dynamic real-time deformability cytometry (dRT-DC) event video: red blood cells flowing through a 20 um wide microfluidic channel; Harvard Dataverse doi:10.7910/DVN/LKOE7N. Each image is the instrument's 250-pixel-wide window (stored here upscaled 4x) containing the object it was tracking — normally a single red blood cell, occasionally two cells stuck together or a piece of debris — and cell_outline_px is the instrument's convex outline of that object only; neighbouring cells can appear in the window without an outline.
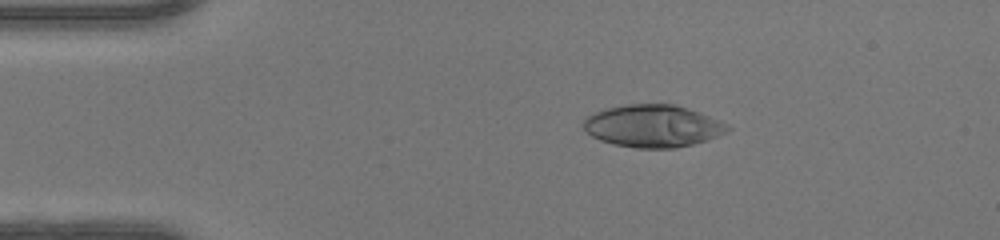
{"species": "human", "species_latin": "Homo sapiens", "temperature_condition": "warm", "stored_images_in_passage": 42, "camera_frame_rate_fps": 3000, "um_per_image_px": 0.085, "donor": {"sex": "female"}, "frame": {"image": 1, "passage_image": 2, "time_ms": 0.333, "image_size_px": [1000, 240], "cell_outline_px": [[732, 128], [728, 132], [708, 140], [676, 148], [636, 148], [612, 144], [600, 140], [592, 136], [584, 128], [584, 120], [592, 112], [604, 108], [624, 104], [676, 104], [700, 112], [728, 124]], "centroid_in_image_um": [55.51, 10.7], "position_along_channel_um": 29.5, "area_um2": 35.84}}
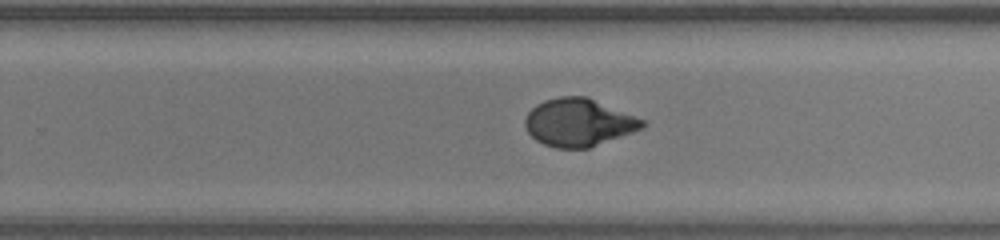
{"frame": {"image": 2, "passage_image": 24, "time_ms": 7.667, "image_size_px": [1000, 240], "cell_outline_px": [[648, 124], [644, 128], [588, 148], [556, 148], [544, 144], [536, 140], [528, 132], [524, 124], [524, 120], [528, 112], [536, 104], [544, 100], [560, 96], [588, 96], [648, 120]], "centroid_in_image_um": [49.24, 10.39], "position_along_channel_um": 280.6, "area_um2": 33.06}}
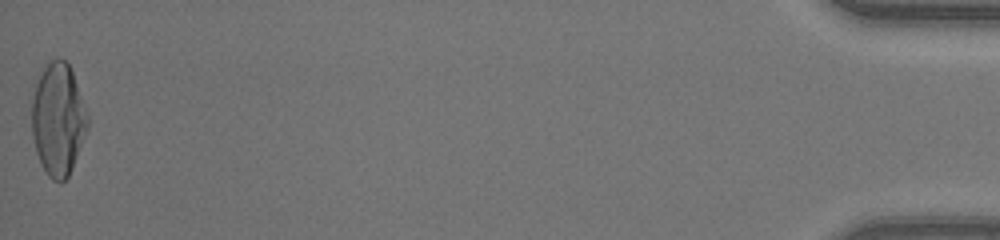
{"frame": {"image": 3, "passage_image": 42, "time_ms": 13.667, "image_size_px": [1000, 240], "cell_outline_px": [[88, 128], [72, 168], [68, 176], [60, 184], [52, 180], [48, 176], [40, 164], [36, 152], [32, 136], [32, 100], [36, 84], [44, 68], [56, 56], [64, 60], [68, 64], [72, 72], [84, 104], [88, 116]], "centroid_in_image_um": [4.93, 10.19], "position_along_channel_um": 430.3, "area_um2": 36.36}, "authors_computed_cell_mechanics": {"area_um2": 33.7552, "velocity_mm_per_s": 4.224, "shape_relaxation_time_tau1_ms": 5.4133, "shape_relaxation_time_tau2_ms": null, "deformation_change_tau1": 0.2771, "deformation_change_tau2": null}}